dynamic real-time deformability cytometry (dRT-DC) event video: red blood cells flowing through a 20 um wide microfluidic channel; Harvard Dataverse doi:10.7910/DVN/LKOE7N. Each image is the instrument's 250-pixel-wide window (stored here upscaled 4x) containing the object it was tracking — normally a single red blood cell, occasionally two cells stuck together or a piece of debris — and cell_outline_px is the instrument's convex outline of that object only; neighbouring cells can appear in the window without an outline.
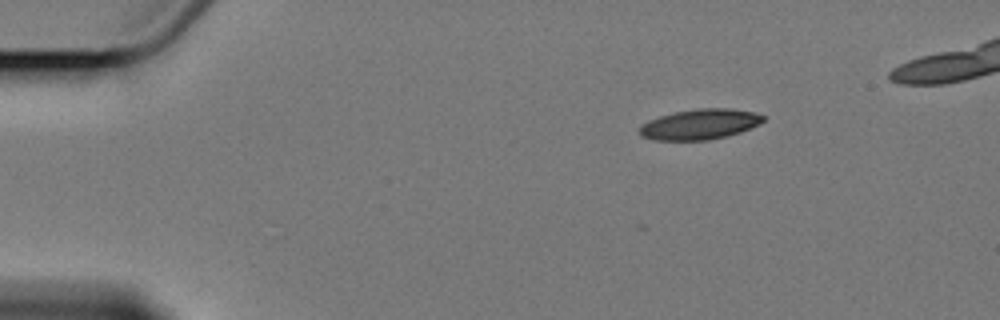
{"species": "Egyptian fruit bat (a non-hibernating species)", "species_latin": "Rousettus aegyptiacus", "temperature_condition": "cold", "stored_images_in_passage": 4, "camera_frame_rate_fps": 3000, "um_per_image_px": 0.085, "animal": {"sex": "female"}, "frame": {"image": 1, "passage_image": 1, "time_ms": 0.0, "image_size_px": [1000, 320], "cell_outline_px": [[764, 120], [760, 124], [740, 132], [708, 140], [656, 140], [640, 136], [640, 128], [648, 120], [660, 116], [676, 112], [700, 108], [732, 108], [752, 112], [764, 116]], "centroid_in_image_um": [59.5, 10.56], "position_along_channel_um": 25.5, "area_um2": 21.62}}
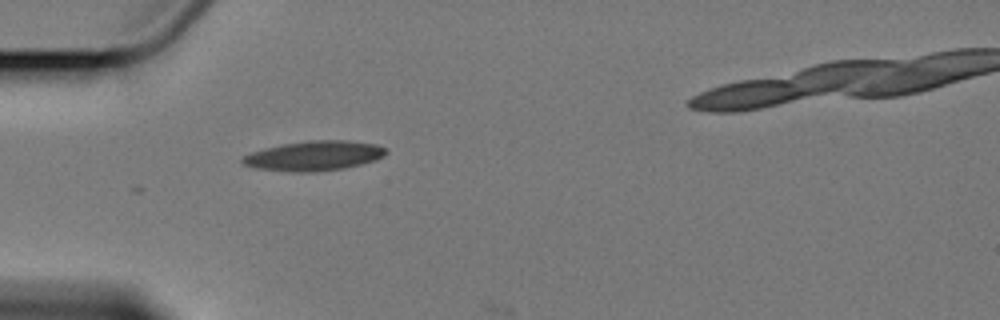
{"frame": {"image": 2, "passage_image": 2, "time_ms": 3.0, "image_size_px": [1000, 320], "cell_outline_px": [[388, 152], [384, 156], [376, 160], [344, 168], [316, 172], [288, 172], [252, 168], [244, 164], [240, 160], [244, 156], [252, 152], [264, 148], [284, 144], [308, 140], [348, 140], [376, 144], [388, 148]], "centroid_in_image_um": [26.71, 13.25], "position_along_channel_um": 58.3, "area_um2": 25.14}}